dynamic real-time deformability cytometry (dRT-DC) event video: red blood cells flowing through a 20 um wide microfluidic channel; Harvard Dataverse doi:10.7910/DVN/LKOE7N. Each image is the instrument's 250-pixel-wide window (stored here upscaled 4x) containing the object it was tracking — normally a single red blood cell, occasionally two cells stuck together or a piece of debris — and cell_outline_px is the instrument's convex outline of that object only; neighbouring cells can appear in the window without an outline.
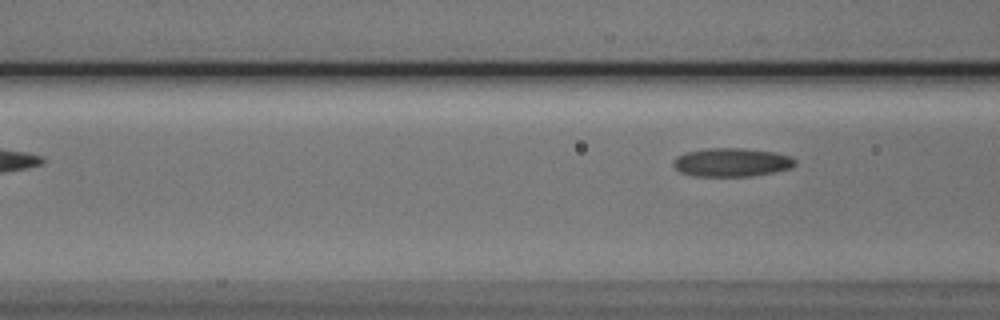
{"species": "Egyptian fruit bat (a non-hibernating species)", "species_latin": "Rousettus aegyptiacus", "temperature_condition": "cold", "stored_images_in_passage": 7, "camera_frame_rate_fps": 3000, "um_per_image_px": 0.085, "animal": {"sex": "male"}, "frame": {"image": 1, "passage_image": 7, "time_ms": 7.0, "image_size_px": [1000, 320], "cell_outline_px": [[796, 164], [792, 168], [752, 176], [692, 176], [680, 172], [672, 164], [672, 160], [676, 156], [684, 152], [708, 148], [744, 148], [772, 152], [792, 156], [796, 160]], "centroid_in_image_um": [62.17, 13.79], "position_along_channel_um": 104.4, "area_um2": 20.46}}